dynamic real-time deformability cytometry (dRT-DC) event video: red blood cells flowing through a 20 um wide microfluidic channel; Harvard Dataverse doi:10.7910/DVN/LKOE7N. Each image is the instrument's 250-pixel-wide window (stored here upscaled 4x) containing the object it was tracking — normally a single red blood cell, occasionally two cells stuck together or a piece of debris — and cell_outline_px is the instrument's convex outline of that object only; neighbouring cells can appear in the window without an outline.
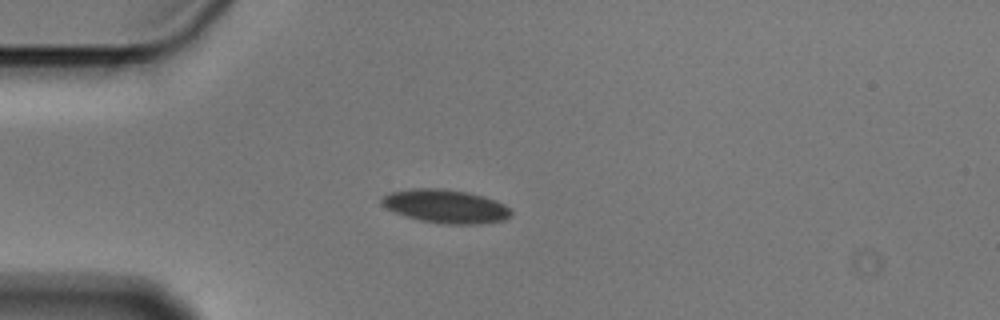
{"species": "Egyptian fruit bat (a non-hibernating species)", "species_latin": "Rousettus aegyptiacus", "temperature_condition": "cold", "stored_images_in_passage": 6, "camera_frame_rate_fps": 3000, "um_per_image_px": 0.085, "animal": {"sex": "male"}, "frame": {"image": 1, "passage_image": 2, "time_ms": 0.333, "image_size_px": [1000, 320], "cell_outline_px": [[512, 216], [504, 220], [480, 224], [440, 224], [420, 220], [396, 212], [380, 204], [380, 200], [388, 192], [412, 188], [440, 188], [468, 192], [484, 196], [496, 200], [504, 204], [512, 212]], "centroid_in_image_um": [37.9, 17.53], "position_along_channel_um": 47.1, "area_um2": 25.37}}
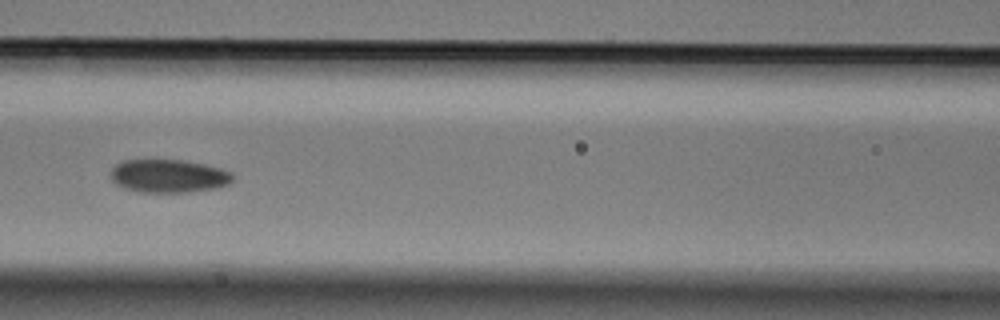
{"frame": {"image": 2, "passage_image": 5, "time_ms": 1.333, "image_size_px": [1000, 320], "cell_outline_px": [[232, 180], [228, 184], [216, 188], [184, 192], [140, 192], [124, 188], [116, 184], [112, 180], [112, 168], [116, 164], [124, 160], [184, 160], [204, 164], [220, 168], [232, 172]], "centroid_in_image_um": [14.33, 14.96], "position_along_channel_um": 152.3, "area_um2": 23.47}}
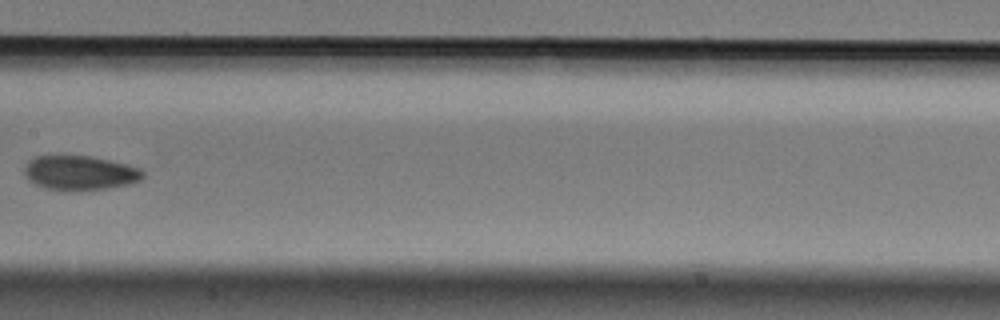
{"frame": {"image": 3, "passage_image": 6, "time_ms": 1.667, "image_size_px": [1000, 320], "cell_outline_px": [[144, 176], [140, 180], [128, 184], [108, 188], [76, 192], [44, 188], [28, 180], [24, 176], [24, 168], [28, 160], [36, 156], [88, 156], [128, 164], [140, 168], [144, 172]], "centroid_in_image_um": [6.77, 14.71], "position_along_channel_um": 200.6, "area_um2": 24.04}}